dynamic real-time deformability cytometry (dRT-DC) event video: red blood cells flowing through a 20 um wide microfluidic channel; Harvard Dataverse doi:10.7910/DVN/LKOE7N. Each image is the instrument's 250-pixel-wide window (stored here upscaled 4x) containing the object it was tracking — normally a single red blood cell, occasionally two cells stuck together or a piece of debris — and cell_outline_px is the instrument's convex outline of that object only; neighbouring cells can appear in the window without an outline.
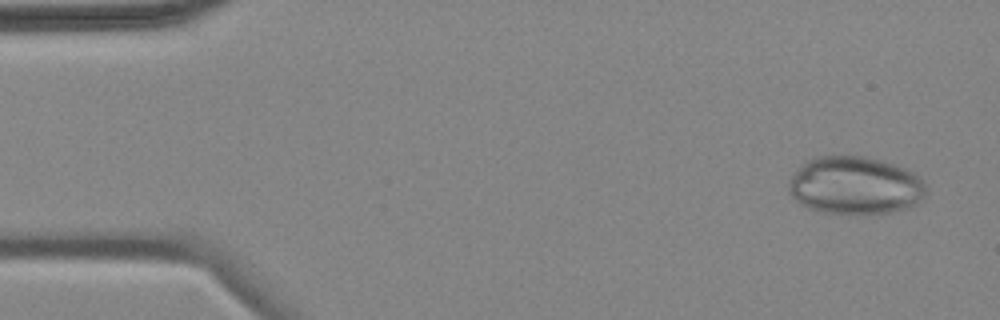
{"species": "common noctule bat (a hibernating species)", "species_latin": "Nyctalus noctula", "temperature_condition": "cold", "stored_images_in_passage": 4, "camera_frame_rate_fps": 3000, "um_per_image_px": 0.085, "animal": {"sex": "female", "body_mass_g": 18.4}, "frame": {"image": 1, "passage_image": 1, "time_ms": 0.0, "image_size_px": [1000, 320], "cell_outline_px": [[924, 196], [912, 208], [892, 212], [824, 212], [808, 208], [800, 204], [788, 192], [788, 180], [808, 160], [820, 156], [864, 156], [880, 160], [904, 168], [912, 172], [924, 184]], "centroid_in_image_um": [72.66, 15.76], "position_along_channel_um": 12.3, "area_um2": 45.55}}